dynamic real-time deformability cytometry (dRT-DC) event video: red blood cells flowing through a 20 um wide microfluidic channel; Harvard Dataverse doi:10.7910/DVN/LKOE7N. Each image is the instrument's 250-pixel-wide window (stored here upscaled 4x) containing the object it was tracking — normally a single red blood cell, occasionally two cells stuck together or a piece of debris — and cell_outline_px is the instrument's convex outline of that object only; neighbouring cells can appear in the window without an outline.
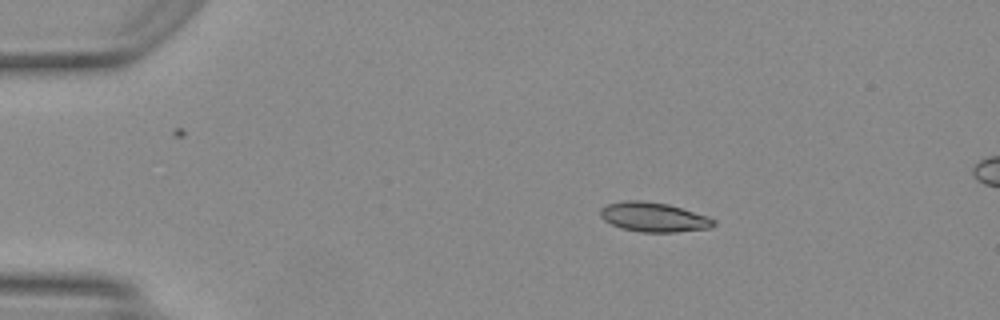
{"species": "Egyptian fruit bat (a non-hibernating species)", "species_latin": "Rousettus aegyptiacus", "temperature_condition": "warm", "stored_images_in_passage": 16, "camera_frame_rate_fps": 3000, "um_per_image_px": 0.085, "animal": {"sex": "female"}, "frame": {"image": 1, "passage_image": 1, "time_ms": 0.0, "image_size_px": [1000, 320], "cell_outline_px": [[716, 224], [708, 228], [676, 232], [640, 232], [620, 228], [604, 220], [600, 216], [600, 208], [608, 204], [624, 200], [640, 200], [668, 204], [716, 220]], "centroid_in_image_um": [55.5, 18.46], "position_along_channel_um": 29.5, "area_um2": 19.25}}
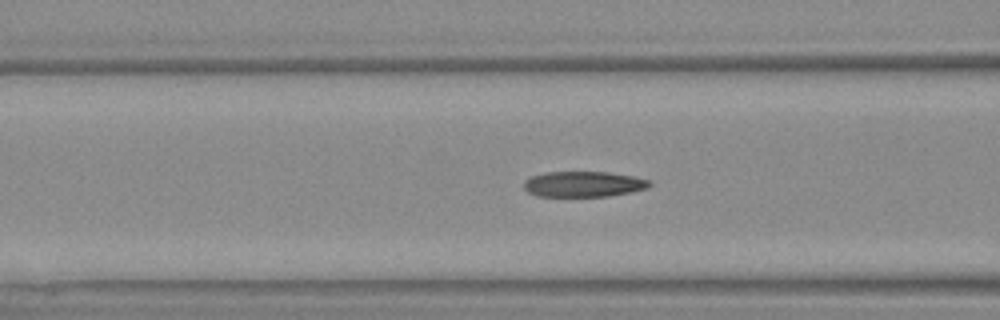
{"frame": {"image": 2, "passage_image": 12, "time_ms": 3.667, "image_size_px": [1000, 320], "cell_outline_px": [[652, 184], [648, 188], [632, 192], [608, 196], [536, 196], [528, 192], [524, 188], [524, 180], [532, 176], [548, 172], [608, 172], [632, 176], [652, 180]], "centroid_in_image_um": [49.63, 15.65], "position_along_channel_um": 117.0, "area_um2": 18.79}}
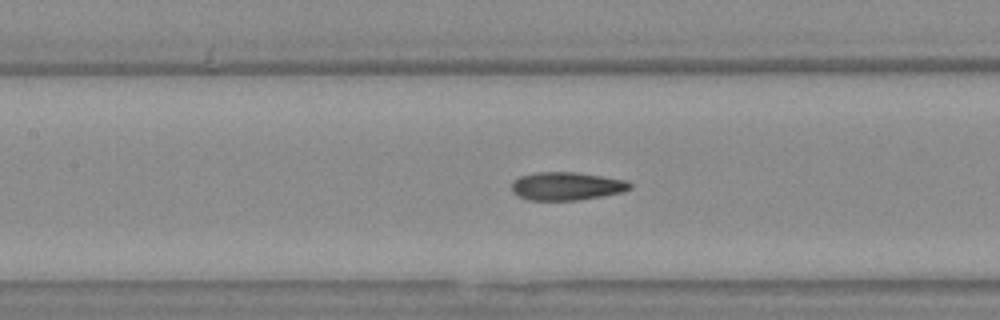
{"frame": {"image": 3, "passage_image": 15, "time_ms": 4.667, "image_size_px": [1000, 320], "cell_outline_px": [[632, 188], [624, 192], [576, 200], [528, 200], [516, 196], [512, 192], [512, 180], [520, 176], [536, 172], [576, 172], [624, 180], [632, 184]], "centroid_in_image_um": [48.11, 15.82], "position_along_channel_um": 159.3, "area_um2": 19.42}}